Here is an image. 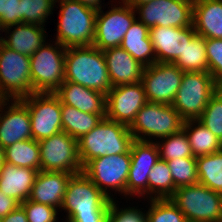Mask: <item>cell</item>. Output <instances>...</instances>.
I'll return each mask as SVG.
<instances>
[{
  "instance_id": "6da1fadb",
  "label": "cell",
  "mask_w": 222,
  "mask_h": 222,
  "mask_svg": "<svg viewBox=\"0 0 222 222\" xmlns=\"http://www.w3.org/2000/svg\"><path fill=\"white\" fill-rule=\"evenodd\" d=\"M111 200L83 173L73 174L67 184L61 210L66 221L104 220Z\"/></svg>"
},
{
  "instance_id": "7a4b0ae2",
  "label": "cell",
  "mask_w": 222,
  "mask_h": 222,
  "mask_svg": "<svg viewBox=\"0 0 222 222\" xmlns=\"http://www.w3.org/2000/svg\"><path fill=\"white\" fill-rule=\"evenodd\" d=\"M64 81L107 94L112 85L103 51L94 45L66 48Z\"/></svg>"
},
{
  "instance_id": "3957f363",
  "label": "cell",
  "mask_w": 222,
  "mask_h": 222,
  "mask_svg": "<svg viewBox=\"0 0 222 222\" xmlns=\"http://www.w3.org/2000/svg\"><path fill=\"white\" fill-rule=\"evenodd\" d=\"M133 141L128 126L102 118L96 127L77 140L82 167L95 158L127 153Z\"/></svg>"
},
{
  "instance_id": "277c9868",
  "label": "cell",
  "mask_w": 222,
  "mask_h": 222,
  "mask_svg": "<svg viewBox=\"0 0 222 222\" xmlns=\"http://www.w3.org/2000/svg\"><path fill=\"white\" fill-rule=\"evenodd\" d=\"M56 40L65 48L89 46L95 37L97 11L74 0H62Z\"/></svg>"
},
{
  "instance_id": "5b68a950",
  "label": "cell",
  "mask_w": 222,
  "mask_h": 222,
  "mask_svg": "<svg viewBox=\"0 0 222 222\" xmlns=\"http://www.w3.org/2000/svg\"><path fill=\"white\" fill-rule=\"evenodd\" d=\"M184 121L172 105L147 102L128 128L134 140L154 142L152 137L161 139L180 132Z\"/></svg>"
},
{
  "instance_id": "8992f818",
  "label": "cell",
  "mask_w": 222,
  "mask_h": 222,
  "mask_svg": "<svg viewBox=\"0 0 222 222\" xmlns=\"http://www.w3.org/2000/svg\"><path fill=\"white\" fill-rule=\"evenodd\" d=\"M169 199L187 222H222V194L203 184L177 188Z\"/></svg>"
},
{
  "instance_id": "52a82bcc",
  "label": "cell",
  "mask_w": 222,
  "mask_h": 222,
  "mask_svg": "<svg viewBox=\"0 0 222 222\" xmlns=\"http://www.w3.org/2000/svg\"><path fill=\"white\" fill-rule=\"evenodd\" d=\"M44 43L30 56V75L34 93H54L64 82L66 48L57 41Z\"/></svg>"
},
{
  "instance_id": "ba28073f",
  "label": "cell",
  "mask_w": 222,
  "mask_h": 222,
  "mask_svg": "<svg viewBox=\"0 0 222 222\" xmlns=\"http://www.w3.org/2000/svg\"><path fill=\"white\" fill-rule=\"evenodd\" d=\"M218 89L210 73L184 72L172 106L184 120L198 119Z\"/></svg>"
},
{
  "instance_id": "9c48e42d",
  "label": "cell",
  "mask_w": 222,
  "mask_h": 222,
  "mask_svg": "<svg viewBox=\"0 0 222 222\" xmlns=\"http://www.w3.org/2000/svg\"><path fill=\"white\" fill-rule=\"evenodd\" d=\"M131 164L130 150L118 155L103 156L89 161L83 173L108 197L109 190H115L127 197V180ZM108 189V190H107ZM109 192V193H108Z\"/></svg>"
},
{
  "instance_id": "30bf717a",
  "label": "cell",
  "mask_w": 222,
  "mask_h": 222,
  "mask_svg": "<svg viewBox=\"0 0 222 222\" xmlns=\"http://www.w3.org/2000/svg\"><path fill=\"white\" fill-rule=\"evenodd\" d=\"M41 171L77 174L83 171L77 139L60 132L39 141Z\"/></svg>"
},
{
  "instance_id": "8fae6325",
  "label": "cell",
  "mask_w": 222,
  "mask_h": 222,
  "mask_svg": "<svg viewBox=\"0 0 222 222\" xmlns=\"http://www.w3.org/2000/svg\"><path fill=\"white\" fill-rule=\"evenodd\" d=\"M0 88L9 100L31 95L30 56L0 43Z\"/></svg>"
},
{
  "instance_id": "7c38bea8",
  "label": "cell",
  "mask_w": 222,
  "mask_h": 222,
  "mask_svg": "<svg viewBox=\"0 0 222 222\" xmlns=\"http://www.w3.org/2000/svg\"><path fill=\"white\" fill-rule=\"evenodd\" d=\"M20 100L29 111L32 139L39 142L63 131L61 102L54 93H32Z\"/></svg>"
},
{
  "instance_id": "4fadbf2b",
  "label": "cell",
  "mask_w": 222,
  "mask_h": 222,
  "mask_svg": "<svg viewBox=\"0 0 222 222\" xmlns=\"http://www.w3.org/2000/svg\"><path fill=\"white\" fill-rule=\"evenodd\" d=\"M194 0H153L135 8L138 20L148 28L155 26H193Z\"/></svg>"
},
{
  "instance_id": "5bb4252c",
  "label": "cell",
  "mask_w": 222,
  "mask_h": 222,
  "mask_svg": "<svg viewBox=\"0 0 222 222\" xmlns=\"http://www.w3.org/2000/svg\"><path fill=\"white\" fill-rule=\"evenodd\" d=\"M118 2L119 7L114 5L109 11L104 12L102 8L97 11L92 45L101 51L120 46L125 33L137 19L135 9L124 2Z\"/></svg>"
},
{
  "instance_id": "9a60e30c",
  "label": "cell",
  "mask_w": 222,
  "mask_h": 222,
  "mask_svg": "<svg viewBox=\"0 0 222 222\" xmlns=\"http://www.w3.org/2000/svg\"><path fill=\"white\" fill-rule=\"evenodd\" d=\"M183 73L184 71L173 63L156 62L145 67L141 82L147 101L172 105L181 85Z\"/></svg>"
},
{
  "instance_id": "2e32d148",
  "label": "cell",
  "mask_w": 222,
  "mask_h": 222,
  "mask_svg": "<svg viewBox=\"0 0 222 222\" xmlns=\"http://www.w3.org/2000/svg\"><path fill=\"white\" fill-rule=\"evenodd\" d=\"M142 82L112 87L106 94V118L130 126L147 103Z\"/></svg>"
},
{
  "instance_id": "e0dca14e",
  "label": "cell",
  "mask_w": 222,
  "mask_h": 222,
  "mask_svg": "<svg viewBox=\"0 0 222 222\" xmlns=\"http://www.w3.org/2000/svg\"><path fill=\"white\" fill-rule=\"evenodd\" d=\"M194 26L149 28V37L153 45L156 62L173 63L196 35Z\"/></svg>"
},
{
  "instance_id": "ac0fdd59",
  "label": "cell",
  "mask_w": 222,
  "mask_h": 222,
  "mask_svg": "<svg viewBox=\"0 0 222 222\" xmlns=\"http://www.w3.org/2000/svg\"><path fill=\"white\" fill-rule=\"evenodd\" d=\"M0 112L1 148L32 138L29 111L20 99L8 100L0 106Z\"/></svg>"
},
{
  "instance_id": "d6986e66",
  "label": "cell",
  "mask_w": 222,
  "mask_h": 222,
  "mask_svg": "<svg viewBox=\"0 0 222 222\" xmlns=\"http://www.w3.org/2000/svg\"><path fill=\"white\" fill-rule=\"evenodd\" d=\"M60 102L82 112L106 116V94L84 87L77 83L64 81L54 92Z\"/></svg>"
},
{
  "instance_id": "ffe728a7",
  "label": "cell",
  "mask_w": 222,
  "mask_h": 222,
  "mask_svg": "<svg viewBox=\"0 0 222 222\" xmlns=\"http://www.w3.org/2000/svg\"><path fill=\"white\" fill-rule=\"evenodd\" d=\"M112 87L141 81L144 66L121 46L103 50Z\"/></svg>"
},
{
  "instance_id": "44dd1931",
  "label": "cell",
  "mask_w": 222,
  "mask_h": 222,
  "mask_svg": "<svg viewBox=\"0 0 222 222\" xmlns=\"http://www.w3.org/2000/svg\"><path fill=\"white\" fill-rule=\"evenodd\" d=\"M67 172L39 171L32 186L29 200L60 210L70 177Z\"/></svg>"
},
{
  "instance_id": "7402d4cb",
  "label": "cell",
  "mask_w": 222,
  "mask_h": 222,
  "mask_svg": "<svg viewBox=\"0 0 222 222\" xmlns=\"http://www.w3.org/2000/svg\"><path fill=\"white\" fill-rule=\"evenodd\" d=\"M193 26L206 39H222V0H194Z\"/></svg>"
},
{
  "instance_id": "603a6c76",
  "label": "cell",
  "mask_w": 222,
  "mask_h": 222,
  "mask_svg": "<svg viewBox=\"0 0 222 222\" xmlns=\"http://www.w3.org/2000/svg\"><path fill=\"white\" fill-rule=\"evenodd\" d=\"M3 32L9 36L3 37L2 44L27 56L33 55L46 42L47 36L44 27L28 23L11 25Z\"/></svg>"
},
{
  "instance_id": "cb8c5ba5",
  "label": "cell",
  "mask_w": 222,
  "mask_h": 222,
  "mask_svg": "<svg viewBox=\"0 0 222 222\" xmlns=\"http://www.w3.org/2000/svg\"><path fill=\"white\" fill-rule=\"evenodd\" d=\"M38 171L5 162L0 172V191L20 204L29 199Z\"/></svg>"
},
{
  "instance_id": "d4e9b609",
  "label": "cell",
  "mask_w": 222,
  "mask_h": 222,
  "mask_svg": "<svg viewBox=\"0 0 222 222\" xmlns=\"http://www.w3.org/2000/svg\"><path fill=\"white\" fill-rule=\"evenodd\" d=\"M120 46L144 67L156 63L149 28L137 19L125 33Z\"/></svg>"
},
{
  "instance_id": "484cf974",
  "label": "cell",
  "mask_w": 222,
  "mask_h": 222,
  "mask_svg": "<svg viewBox=\"0 0 222 222\" xmlns=\"http://www.w3.org/2000/svg\"><path fill=\"white\" fill-rule=\"evenodd\" d=\"M188 138L194 157L220 151V140L198 119L185 120L182 129Z\"/></svg>"
},
{
  "instance_id": "4316f807",
  "label": "cell",
  "mask_w": 222,
  "mask_h": 222,
  "mask_svg": "<svg viewBox=\"0 0 222 222\" xmlns=\"http://www.w3.org/2000/svg\"><path fill=\"white\" fill-rule=\"evenodd\" d=\"M62 129L75 139L90 132L102 120L99 114L82 112L72 106L61 103Z\"/></svg>"
},
{
  "instance_id": "83f0119b",
  "label": "cell",
  "mask_w": 222,
  "mask_h": 222,
  "mask_svg": "<svg viewBox=\"0 0 222 222\" xmlns=\"http://www.w3.org/2000/svg\"><path fill=\"white\" fill-rule=\"evenodd\" d=\"M206 53V38L196 34L173 64L184 72L209 73Z\"/></svg>"
},
{
  "instance_id": "f1b7e54d",
  "label": "cell",
  "mask_w": 222,
  "mask_h": 222,
  "mask_svg": "<svg viewBox=\"0 0 222 222\" xmlns=\"http://www.w3.org/2000/svg\"><path fill=\"white\" fill-rule=\"evenodd\" d=\"M5 150V162L18 167L41 171L40 146L34 139H26L9 145Z\"/></svg>"
},
{
  "instance_id": "f546056e",
  "label": "cell",
  "mask_w": 222,
  "mask_h": 222,
  "mask_svg": "<svg viewBox=\"0 0 222 222\" xmlns=\"http://www.w3.org/2000/svg\"><path fill=\"white\" fill-rule=\"evenodd\" d=\"M198 183L222 194V150L196 157Z\"/></svg>"
},
{
  "instance_id": "4dcf8cb0",
  "label": "cell",
  "mask_w": 222,
  "mask_h": 222,
  "mask_svg": "<svg viewBox=\"0 0 222 222\" xmlns=\"http://www.w3.org/2000/svg\"><path fill=\"white\" fill-rule=\"evenodd\" d=\"M175 190L176 186L171 177L169 166L166 161L160 159L148 176V197L150 199L170 198Z\"/></svg>"
},
{
  "instance_id": "1f68e13d",
  "label": "cell",
  "mask_w": 222,
  "mask_h": 222,
  "mask_svg": "<svg viewBox=\"0 0 222 222\" xmlns=\"http://www.w3.org/2000/svg\"><path fill=\"white\" fill-rule=\"evenodd\" d=\"M160 140L154 142L158 146L161 160L169 161L176 158L194 157L186 133L183 130Z\"/></svg>"
},
{
  "instance_id": "d6a6232c",
  "label": "cell",
  "mask_w": 222,
  "mask_h": 222,
  "mask_svg": "<svg viewBox=\"0 0 222 222\" xmlns=\"http://www.w3.org/2000/svg\"><path fill=\"white\" fill-rule=\"evenodd\" d=\"M166 162L176 189L198 183L196 157L176 158Z\"/></svg>"
},
{
  "instance_id": "836d02e7",
  "label": "cell",
  "mask_w": 222,
  "mask_h": 222,
  "mask_svg": "<svg viewBox=\"0 0 222 222\" xmlns=\"http://www.w3.org/2000/svg\"><path fill=\"white\" fill-rule=\"evenodd\" d=\"M21 23L44 27L48 16L53 14L56 3L53 0H20Z\"/></svg>"
},
{
  "instance_id": "e575fe53",
  "label": "cell",
  "mask_w": 222,
  "mask_h": 222,
  "mask_svg": "<svg viewBox=\"0 0 222 222\" xmlns=\"http://www.w3.org/2000/svg\"><path fill=\"white\" fill-rule=\"evenodd\" d=\"M146 222H187L185 215L169 199H149Z\"/></svg>"
},
{
  "instance_id": "d590c367",
  "label": "cell",
  "mask_w": 222,
  "mask_h": 222,
  "mask_svg": "<svg viewBox=\"0 0 222 222\" xmlns=\"http://www.w3.org/2000/svg\"><path fill=\"white\" fill-rule=\"evenodd\" d=\"M198 120L219 140L222 137V90L218 89L209 99Z\"/></svg>"
},
{
  "instance_id": "8d00e7d4",
  "label": "cell",
  "mask_w": 222,
  "mask_h": 222,
  "mask_svg": "<svg viewBox=\"0 0 222 222\" xmlns=\"http://www.w3.org/2000/svg\"><path fill=\"white\" fill-rule=\"evenodd\" d=\"M130 155V166L153 168L160 160L159 149L155 142L134 140L131 144Z\"/></svg>"
},
{
  "instance_id": "74e56055",
  "label": "cell",
  "mask_w": 222,
  "mask_h": 222,
  "mask_svg": "<svg viewBox=\"0 0 222 222\" xmlns=\"http://www.w3.org/2000/svg\"><path fill=\"white\" fill-rule=\"evenodd\" d=\"M152 168L143 166H130L127 180V196L148 198V176Z\"/></svg>"
},
{
  "instance_id": "f35d334b",
  "label": "cell",
  "mask_w": 222,
  "mask_h": 222,
  "mask_svg": "<svg viewBox=\"0 0 222 222\" xmlns=\"http://www.w3.org/2000/svg\"><path fill=\"white\" fill-rule=\"evenodd\" d=\"M209 73L220 89L222 87V39H206Z\"/></svg>"
},
{
  "instance_id": "ab89813d",
  "label": "cell",
  "mask_w": 222,
  "mask_h": 222,
  "mask_svg": "<svg viewBox=\"0 0 222 222\" xmlns=\"http://www.w3.org/2000/svg\"><path fill=\"white\" fill-rule=\"evenodd\" d=\"M26 212L28 222H57V208L29 199L20 204Z\"/></svg>"
},
{
  "instance_id": "60d3db41",
  "label": "cell",
  "mask_w": 222,
  "mask_h": 222,
  "mask_svg": "<svg viewBox=\"0 0 222 222\" xmlns=\"http://www.w3.org/2000/svg\"><path fill=\"white\" fill-rule=\"evenodd\" d=\"M117 205V202L113 199L108 209V215L115 222H146V213L141 211V209H137V207H126L121 209Z\"/></svg>"
},
{
  "instance_id": "b9f144b4",
  "label": "cell",
  "mask_w": 222,
  "mask_h": 222,
  "mask_svg": "<svg viewBox=\"0 0 222 222\" xmlns=\"http://www.w3.org/2000/svg\"><path fill=\"white\" fill-rule=\"evenodd\" d=\"M0 21L4 28L21 23L20 0H0Z\"/></svg>"
},
{
  "instance_id": "7bdbcfd3",
  "label": "cell",
  "mask_w": 222,
  "mask_h": 222,
  "mask_svg": "<svg viewBox=\"0 0 222 222\" xmlns=\"http://www.w3.org/2000/svg\"><path fill=\"white\" fill-rule=\"evenodd\" d=\"M19 205L20 203L13 197L7 196L2 191H0V219L7 216Z\"/></svg>"
},
{
  "instance_id": "ee69618b",
  "label": "cell",
  "mask_w": 222,
  "mask_h": 222,
  "mask_svg": "<svg viewBox=\"0 0 222 222\" xmlns=\"http://www.w3.org/2000/svg\"><path fill=\"white\" fill-rule=\"evenodd\" d=\"M0 222H28L25 210L21 205L0 219Z\"/></svg>"
},
{
  "instance_id": "f6af8a7d",
  "label": "cell",
  "mask_w": 222,
  "mask_h": 222,
  "mask_svg": "<svg viewBox=\"0 0 222 222\" xmlns=\"http://www.w3.org/2000/svg\"><path fill=\"white\" fill-rule=\"evenodd\" d=\"M82 3L86 7L99 11L102 8L101 0H74Z\"/></svg>"
},
{
  "instance_id": "bcb514c9",
  "label": "cell",
  "mask_w": 222,
  "mask_h": 222,
  "mask_svg": "<svg viewBox=\"0 0 222 222\" xmlns=\"http://www.w3.org/2000/svg\"><path fill=\"white\" fill-rule=\"evenodd\" d=\"M121 1L127 4L128 6H131L133 9H135L137 6L153 0H121Z\"/></svg>"
},
{
  "instance_id": "7dc6e473",
  "label": "cell",
  "mask_w": 222,
  "mask_h": 222,
  "mask_svg": "<svg viewBox=\"0 0 222 222\" xmlns=\"http://www.w3.org/2000/svg\"><path fill=\"white\" fill-rule=\"evenodd\" d=\"M5 164V150L0 147V172Z\"/></svg>"
},
{
  "instance_id": "c3c4849f",
  "label": "cell",
  "mask_w": 222,
  "mask_h": 222,
  "mask_svg": "<svg viewBox=\"0 0 222 222\" xmlns=\"http://www.w3.org/2000/svg\"><path fill=\"white\" fill-rule=\"evenodd\" d=\"M9 99L6 97V95L1 91L0 88V106L2 104H5Z\"/></svg>"
},
{
  "instance_id": "681fc988",
  "label": "cell",
  "mask_w": 222,
  "mask_h": 222,
  "mask_svg": "<svg viewBox=\"0 0 222 222\" xmlns=\"http://www.w3.org/2000/svg\"><path fill=\"white\" fill-rule=\"evenodd\" d=\"M103 222H115V221L109 215H107Z\"/></svg>"
},
{
  "instance_id": "f907efd6",
  "label": "cell",
  "mask_w": 222,
  "mask_h": 222,
  "mask_svg": "<svg viewBox=\"0 0 222 222\" xmlns=\"http://www.w3.org/2000/svg\"><path fill=\"white\" fill-rule=\"evenodd\" d=\"M0 31L3 32L4 31V27L2 26V23L0 21ZM1 35V33H0ZM2 39H3V36H0V43H2Z\"/></svg>"
},
{
  "instance_id": "816d5d0a",
  "label": "cell",
  "mask_w": 222,
  "mask_h": 222,
  "mask_svg": "<svg viewBox=\"0 0 222 222\" xmlns=\"http://www.w3.org/2000/svg\"><path fill=\"white\" fill-rule=\"evenodd\" d=\"M104 220H96V221H84V222H103ZM67 222H72V221H67Z\"/></svg>"
},
{
  "instance_id": "f5cc1de1",
  "label": "cell",
  "mask_w": 222,
  "mask_h": 222,
  "mask_svg": "<svg viewBox=\"0 0 222 222\" xmlns=\"http://www.w3.org/2000/svg\"><path fill=\"white\" fill-rule=\"evenodd\" d=\"M220 148H221V150H222V137H221V139H220Z\"/></svg>"
}]
</instances>
